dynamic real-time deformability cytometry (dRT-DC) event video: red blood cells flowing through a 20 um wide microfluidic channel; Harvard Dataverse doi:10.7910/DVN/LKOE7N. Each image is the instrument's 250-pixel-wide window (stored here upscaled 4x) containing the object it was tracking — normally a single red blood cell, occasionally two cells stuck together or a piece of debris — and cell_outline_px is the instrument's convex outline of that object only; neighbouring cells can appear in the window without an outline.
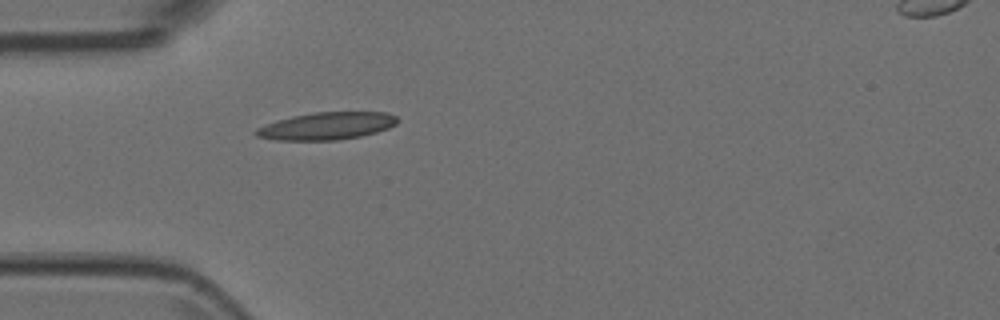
{"species": "Egyptian fruit bat (a non-hibernating species)", "species_latin": "Rousettus aegyptiacus", "temperature_condition": "room temperature", "stored_images_in_passage": 1, "camera_frame_rate_fps": 3000, "um_per_image_px": 0.085, "animal": {"sex": "female"}, "frame": {"image": 1, "passage_image": 1, "time_ms": 0.0, "image_size_px": [1000, 320], "cell_outline_px": [[400, 120], [396, 124], [388, 128], [376, 132], [360, 136], [336, 140], [276, 140], [256, 136], [252, 132], [256, 128], [276, 120], [292, 116], [312, 112], [388, 112], [396, 116]], "centroid_in_image_um": [27.76, 10.7], "position_along_channel_um": 57.2, "area_um2": 22.72}}